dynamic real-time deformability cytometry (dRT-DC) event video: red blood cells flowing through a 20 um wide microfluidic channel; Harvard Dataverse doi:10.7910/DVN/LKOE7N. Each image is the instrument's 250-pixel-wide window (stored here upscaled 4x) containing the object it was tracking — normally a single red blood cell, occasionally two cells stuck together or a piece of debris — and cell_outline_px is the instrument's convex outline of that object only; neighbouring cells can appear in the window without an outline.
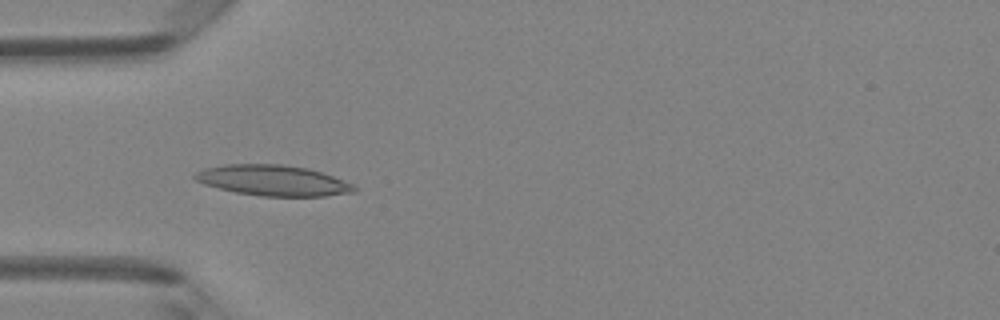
{"species": "Egyptian fruit bat (a non-hibernating species)", "species_latin": "Rousettus aegyptiacus", "temperature_condition": "room temperature", "stored_images_in_passage": 36, "camera_frame_rate_fps": 3000, "um_per_image_px": 0.085, "animal": {"sex": "female"}, "frame": {"image": 1, "passage_image": 3, "time_ms": 0.667, "image_size_px": [1000, 320], "cell_outline_px": [[356, 192], [324, 196], [260, 196], [236, 192], [204, 184], [196, 180], [192, 176], [196, 172], [204, 168], [224, 164], [284, 164], [308, 168], [332, 176], [352, 184], [356, 188]], "centroid_in_image_um": [23.19, 15.33], "position_along_channel_um": 61.8, "area_um2": 28.32}}
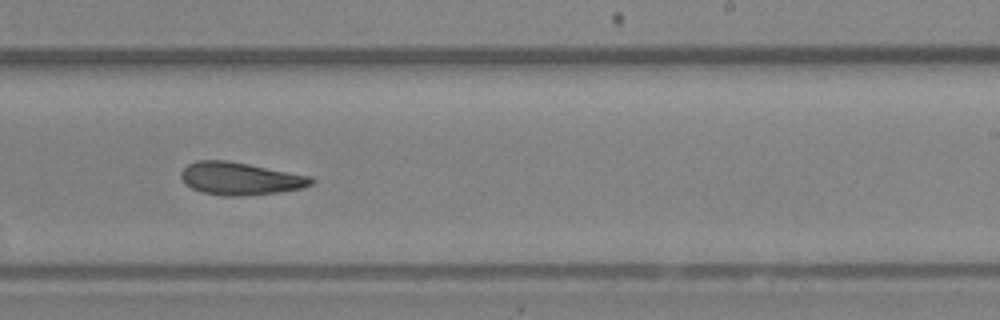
{"frame": {"image": 2, "passage_image": 18, "time_ms": 5.667, "image_size_px": [1000, 320], "cell_outline_px": [[316, 180], [312, 184], [304, 188], [276, 192], [240, 196], [224, 196], [200, 192], [184, 184], [180, 176], [180, 172], [188, 164], [196, 160], [228, 160], [312, 176]], "centroid_in_image_um": [20.41, 15.17], "position_along_channel_um": 268.6, "area_um2": 24.97}}
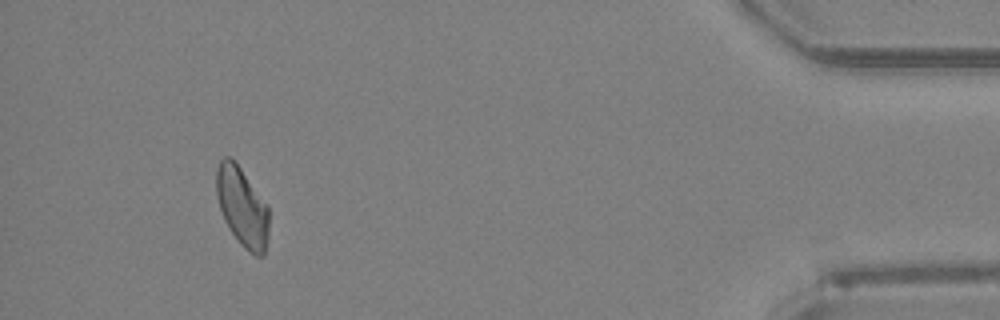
{"frame": {"image": 3, "passage_image": 33, "time_ms": 10.667, "image_size_px": [1000, 320], "cell_outline_px": [[268, 240], [264, 256], [256, 256], [248, 252], [240, 244], [228, 228], [224, 220], [216, 196], [216, 168], [220, 160], [224, 156], [228, 156], [240, 168], [268, 204]], "centroid_in_image_um": [20.59, 17.62], "position_along_channel_um": 414.6, "area_um2": 24.45}, "authors_computed_cell_mechanics": {"area_um2": 24.7384, "velocity_mm_per_s": 4.1916, "shape_relaxation_time_tau1_ms": 7.4714, "shape_relaxation_time_tau2_ms": 5.3616, "deformation_change_tau1": 0.1744, "deformation_change_tau2": 0.1516}}